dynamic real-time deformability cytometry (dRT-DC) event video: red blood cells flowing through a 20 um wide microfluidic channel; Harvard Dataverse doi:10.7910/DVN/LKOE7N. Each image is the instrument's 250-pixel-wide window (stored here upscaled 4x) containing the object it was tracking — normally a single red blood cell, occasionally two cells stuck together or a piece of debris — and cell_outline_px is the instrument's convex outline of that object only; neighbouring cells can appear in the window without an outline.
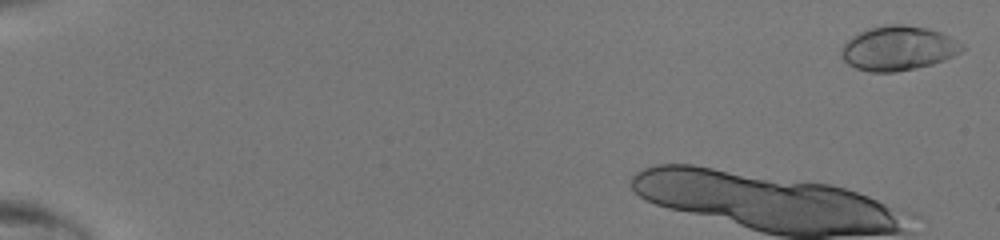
{"species": "human", "species_latin": "Homo sapiens", "temperature_condition": "room temperature", "stored_images_in_passage": 13, "camera_frame_rate_fps": 3000, "um_per_image_px": 0.085, "donor": {"sex": "male"}, "frame": {"image": 1, "passage_image": 1, "time_ms": 0.0, "image_size_px": [1000, 240], "cell_outline_px": [[964, 48], [960, 52], [944, 60], [932, 64], [916, 68], [896, 72], [868, 72], [856, 68], [848, 64], [840, 56], [840, 48], [852, 36], [868, 28], [884, 24], [904, 24], [928, 28], [940, 32], [964, 44]], "centroid_in_image_um": [76.32, 4.1], "position_along_channel_um": 8.7, "area_um2": 31.44}}